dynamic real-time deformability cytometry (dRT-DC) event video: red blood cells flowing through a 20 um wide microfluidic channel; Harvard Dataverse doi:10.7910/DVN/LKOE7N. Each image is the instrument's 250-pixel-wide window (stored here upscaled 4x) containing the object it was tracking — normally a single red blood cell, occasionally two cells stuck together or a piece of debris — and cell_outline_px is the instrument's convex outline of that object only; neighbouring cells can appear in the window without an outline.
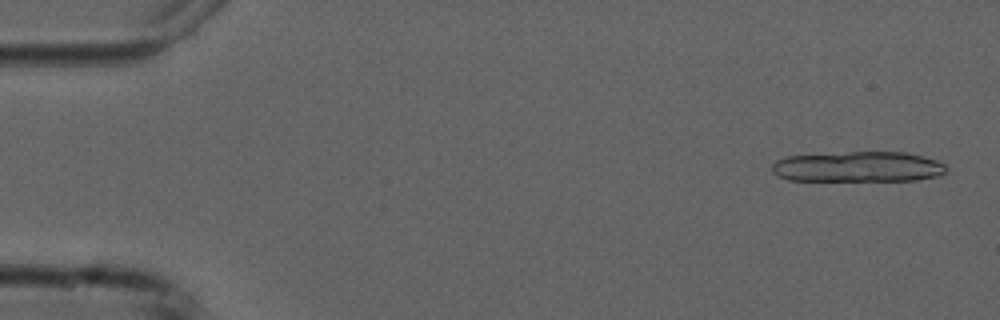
{"species": "common noctule bat (a hibernating species)", "species_latin": "Nyctalus noctula", "temperature_condition": "cold", "stored_images_in_passage": 5, "camera_frame_rate_fps": 3000, "um_per_image_px": 0.085, "animal": {"sex": "male", "forearm_length_mm": 52.5}, "frame": {"image": 1, "passage_image": 1, "time_ms": 0.0, "image_size_px": [1000, 320], "cell_outline_px": [[948, 168], [944, 172], [936, 176], [916, 180], [788, 180], [772, 172], [772, 164], [776, 160], [788, 156], [848, 152], [904, 152], [936, 160], [944, 164]], "centroid_in_image_um": [72.92, 14.17], "position_along_channel_um": 12.1, "area_um2": 30.63}}
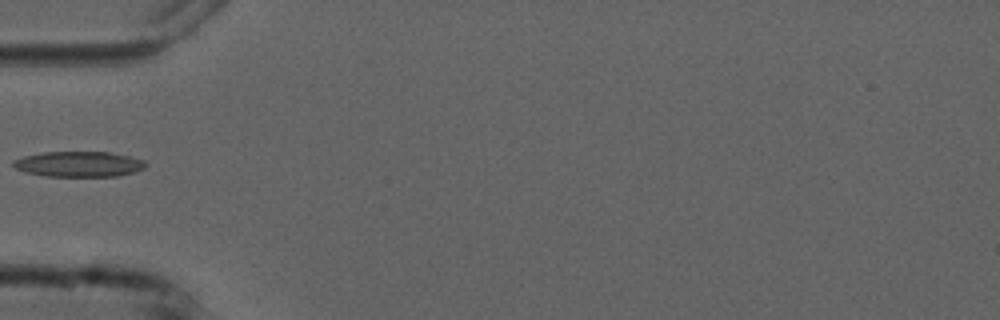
{"frame": {"image": 2, "passage_image": 5, "time_ms": 5.333, "image_size_px": [1000, 320], "cell_outline_px": [[148, 164], [144, 168], [132, 172], [116, 176], [48, 176], [28, 172], [16, 168], [12, 164], [12, 160], [24, 156], [44, 152], [108, 152], [128, 156], [144, 160]], "centroid_in_image_um": [6.71, 13.94], "position_along_channel_um": 78.3, "area_um2": 19.36}}